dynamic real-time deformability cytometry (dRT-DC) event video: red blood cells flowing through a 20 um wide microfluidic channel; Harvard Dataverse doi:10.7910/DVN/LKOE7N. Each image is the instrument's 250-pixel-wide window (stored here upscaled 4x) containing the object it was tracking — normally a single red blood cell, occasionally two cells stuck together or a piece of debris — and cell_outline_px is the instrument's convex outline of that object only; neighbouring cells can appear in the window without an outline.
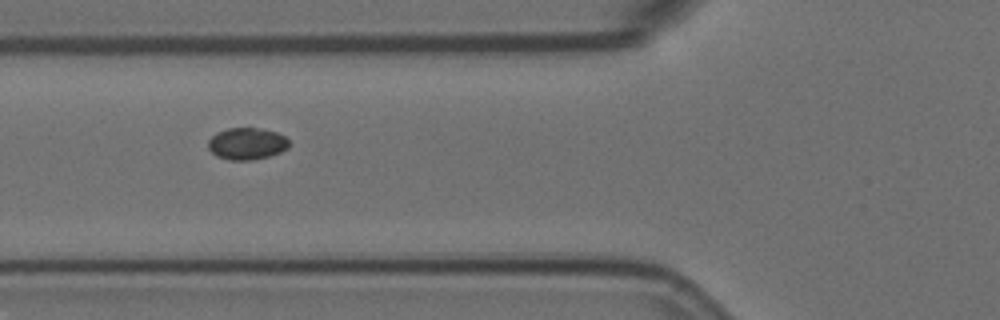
{"species": "Egyptian fruit bat (a non-hibernating species)", "species_latin": "Rousettus aegyptiacus", "temperature_condition": "room temperature", "stored_images_in_passage": 3, "camera_frame_rate_fps": 3000, "um_per_image_px": 0.085, "animal": {"sex": "female"}, "frame": {"image": 1, "passage_image": 2, "time_ms": 0.333, "image_size_px": [1000, 320], "cell_outline_px": [[288, 148], [280, 152], [268, 156], [252, 160], [228, 160], [216, 156], [208, 148], [208, 140], [216, 132], [228, 128], [260, 128], [276, 132], [284, 136], [288, 140]], "centroid_in_image_um": [20.95, 12.21], "position_along_channel_um": 104.8, "area_um2": 15.03}}
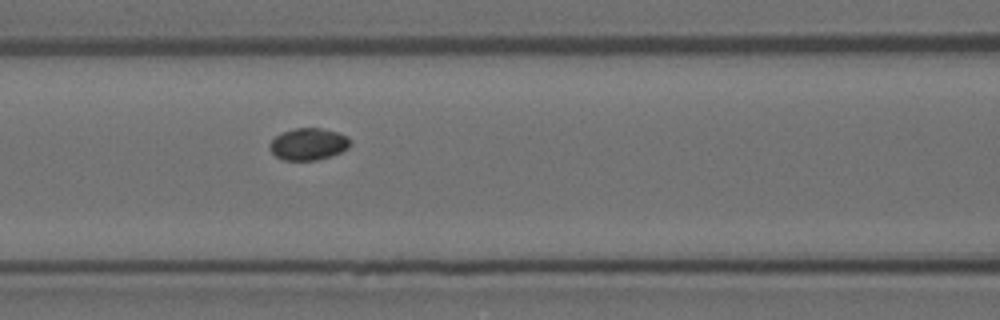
{"frame": {"image": 2, "passage_image": 3, "time_ms": 0.667, "image_size_px": [1000, 320], "cell_outline_px": [[352, 144], [348, 148], [332, 156], [316, 160], [284, 160], [276, 156], [268, 148], [268, 144], [276, 136], [284, 132], [296, 128], [320, 128], [336, 132], [348, 136], [352, 140]], "centroid_in_image_um": [26.24, 12.25], "position_along_channel_um": 140.4, "area_um2": 15.03}}